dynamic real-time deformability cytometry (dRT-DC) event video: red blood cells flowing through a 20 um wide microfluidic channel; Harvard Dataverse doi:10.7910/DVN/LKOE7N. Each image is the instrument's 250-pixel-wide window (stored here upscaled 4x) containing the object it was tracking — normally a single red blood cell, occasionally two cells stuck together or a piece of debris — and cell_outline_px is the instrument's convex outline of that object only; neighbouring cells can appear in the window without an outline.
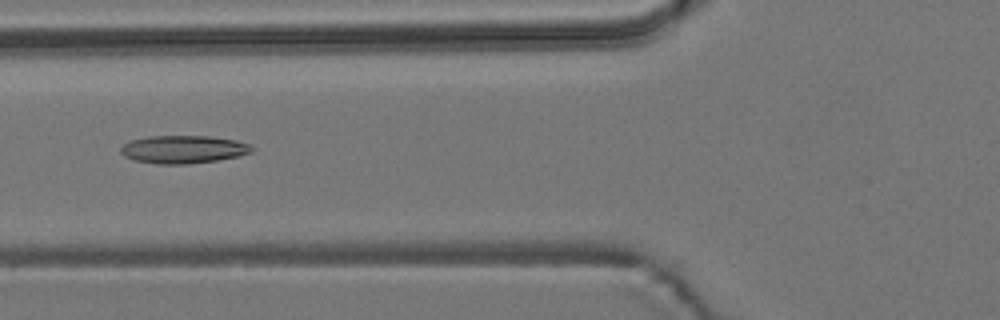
{"species": "common noctule bat (a hibernating species)", "species_latin": "Nyctalus noctula", "temperature_condition": "room temperature", "stored_images_in_passage": 5, "camera_frame_rate_fps": 3000, "um_per_image_px": 0.085, "animal": {"sex": "male", "body_mass_g": 19.2, "forearm_length_mm": 51.8}, "frame": {"image": 1, "passage_image": 3, "time_ms": 0.667, "image_size_px": [1000, 320], "cell_outline_px": [[252, 152], [236, 156], [216, 160], [188, 164], [156, 164], [136, 160], [124, 156], [120, 152], [120, 148], [128, 140], [148, 136], [212, 136], [236, 140], [248, 144], [252, 148]], "centroid_in_image_um": [15.53, 12.69], "position_along_channel_um": 110.3, "area_um2": 21.27}}
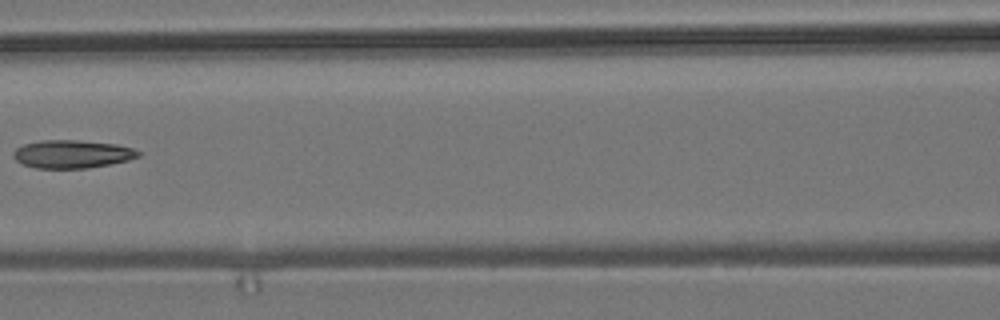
{"frame": {"image": 2, "passage_image": 4, "time_ms": 1.0, "image_size_px": [1000, 320], "cell_outline_px": [[140, 156], [128, 160], [88, 168], [36, 168], [24, 164], [16, 160], [12, 156], [12, 152], [16, 148], [24, 144], [40, 140], [76, 140], [116, 144], [132, 148], [140, 152]], "centroid_in_image_um": [6.1, 13.09], "position_along_channel_um": 160.5, "area_um2": 20.35}}
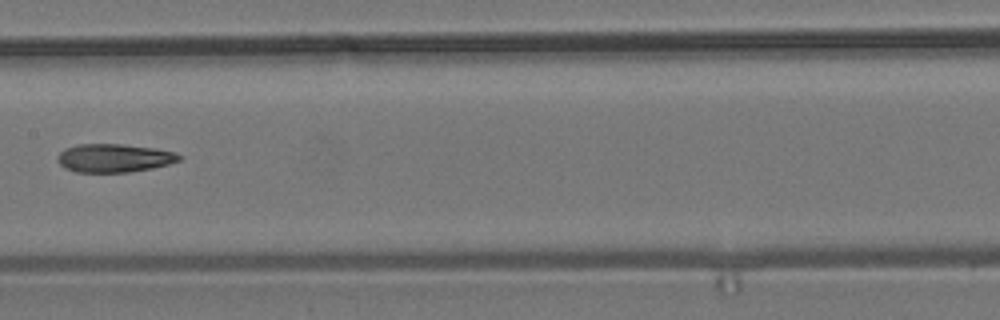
{"frame": {"image": 3, "passage_image": 5, "time_ms": 1.333, "image_size_px": [1000, 320], "cell_outline_px": [[184, 156], [180, 160], [168, 164], [152, 168], [128, 172], [76, 172], [64, 168], [60, 164], [60, 152], [64, 148], [80, 144], [120, 144], [156, 148], [176, 152]], "centroid_in_image_um": [9.75, 13.43], "position_along_channel_um": 197.6, "area_um2": 20.06}}